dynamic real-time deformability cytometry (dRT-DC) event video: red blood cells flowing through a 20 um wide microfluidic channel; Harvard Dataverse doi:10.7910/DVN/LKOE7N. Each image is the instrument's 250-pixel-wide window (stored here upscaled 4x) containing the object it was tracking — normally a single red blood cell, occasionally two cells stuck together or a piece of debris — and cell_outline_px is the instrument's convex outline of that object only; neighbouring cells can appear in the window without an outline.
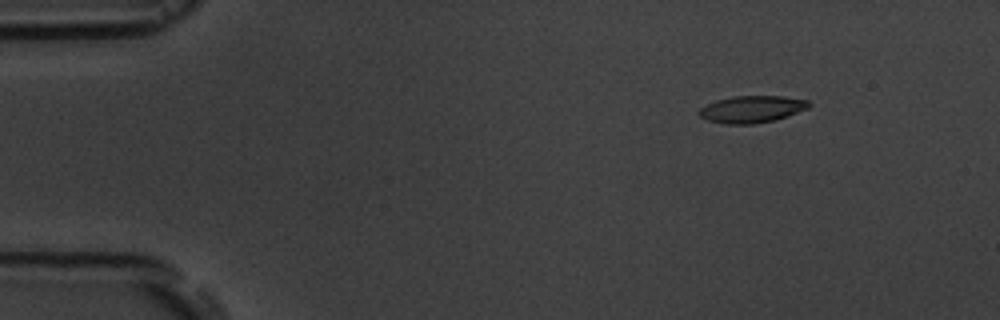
{"species": "common noctule bat (a hibernating species)", "species_latin": "Nyctalus noctula", "temperature_condition": "room temperature", "stored_images_in_passage": 6, "camera_frame_rate_fps": 3000, "um_per_image_px": 0.085, "animal": {"sex": "male", "body_mass_g": 19.5, "forearm_length_mm": 54.6}, "frame": {"image": 1, "passage_image": 3, "time_ms": 2.333, "image_size_px": [1000, 320], "cell_outline_px": [[812, 104], [808, 108], [788, 116], [776, 120], [752, 124], [724, 124], [708, 120], [700, 116], [700, 108], [716, 100], [732, 96], [784, 96], [808, 100]], "centroid_in_image_um": [63.95, 9.28], "position_along_channel_um": 21.1, "area_um2": 17.28}}
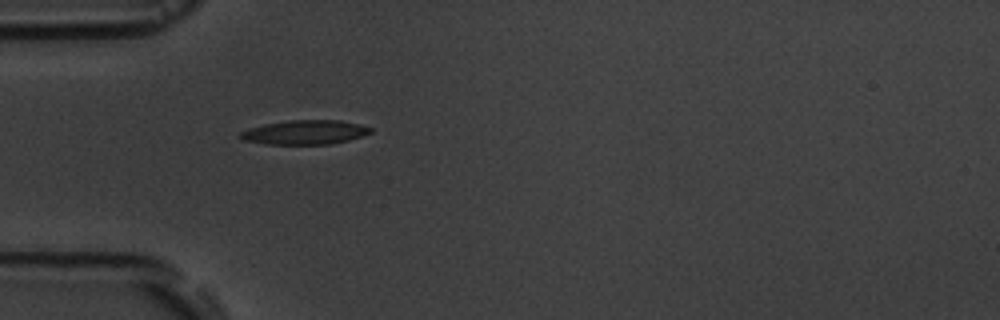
{"frame": {"image": 2, "passage_image": 6, "time_ms": 5.667, "image_size_px": [1000, 320], "cell_outline_px": [[372, 132], [364, 136], [332, 144], [264, 144], [244, 140], [236, 136], [240, 132], [248, 128], [264, 124], [288, 120], [340, 120], [372, 128]], "centroid_in_image_um": [25.88, 11.25], "position_along_channel_um": 59.1, "area_um2": 18.5}}